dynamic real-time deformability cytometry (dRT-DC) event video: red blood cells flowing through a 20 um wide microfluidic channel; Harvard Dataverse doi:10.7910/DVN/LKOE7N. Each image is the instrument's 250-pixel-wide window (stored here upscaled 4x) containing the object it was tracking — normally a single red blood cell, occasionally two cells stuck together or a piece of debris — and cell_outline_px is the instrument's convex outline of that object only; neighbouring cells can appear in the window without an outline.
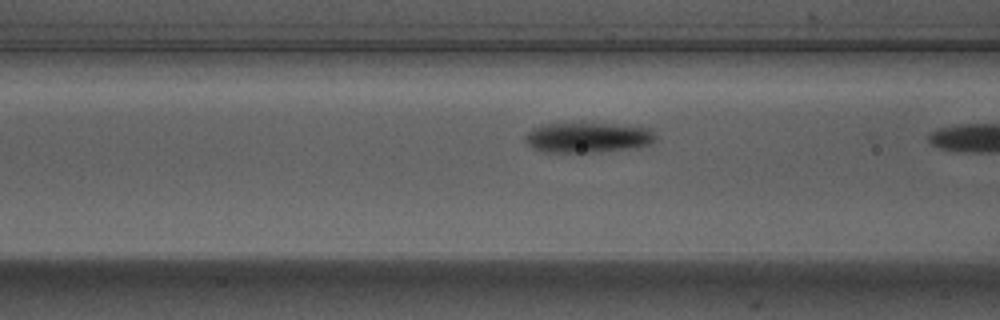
{"species": "Egyptian fruit bat (a non-hibernating species)", "species_latin": "Rousettus aegyptiacus", "temperature_condition": "warm", "stored_images_in_passage": 9, "camera_frame_rate_fps": 3000, "um_per_image_px": 0.085, "animal": {"sex": "male"}, "frame": {"image": 1, "passage_image": 8, "time_ms": 2.333, "image_size_px": [1000, 320], "cell_outline_px": [[656, 140], [648, 144], [628, 148], [592, 152], [544, 152], [532, 148], [524, 140], [524, 136], [532, 128], [544, 124], [640, 124], [652, 128], [656, 136]], "centroid_in_image_um": [50.0, 11.67], "position_along_channel_um": 116.6, "area_um2": 23.06}}